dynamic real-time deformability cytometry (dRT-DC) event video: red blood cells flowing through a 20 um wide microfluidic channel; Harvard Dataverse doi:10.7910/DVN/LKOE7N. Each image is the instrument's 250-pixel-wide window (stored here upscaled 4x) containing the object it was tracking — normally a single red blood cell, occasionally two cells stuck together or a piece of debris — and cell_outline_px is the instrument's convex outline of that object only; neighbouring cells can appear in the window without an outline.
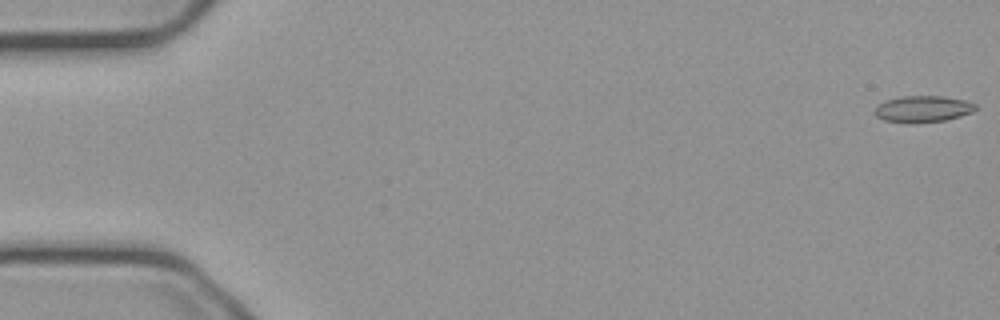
{"species": "common noctule bat (a hibernating species)", "species_latin": "Nyctalus noctula", "temperature_condition": "cold", "stored_images_in_passage": 55, "camera_frame_rate_fps": 3000, "um_per_image_px": 0.085, "animal": {"sex": "male", "body_mass_g": 23.1, "forearm_length_mm": 52.7}, "frame": {"image": 1, "passage_image": 1, "time_ms": 0.0, "image_size_px": [1000, 320], "cell_outline_px": [[976, 108], [972, 112], [960, 116], [944, 120], [912, 124], [908, 124], [884, 120], [876, 116], [872, 112], [876, 104], [884, 100], [900, 96], [944, 96], [964, 100], [976, 104]], "centroid_in_image_um": [78.36, 9.26], "position_along_channel_um": 6.6, "area_um2": 15.9}}
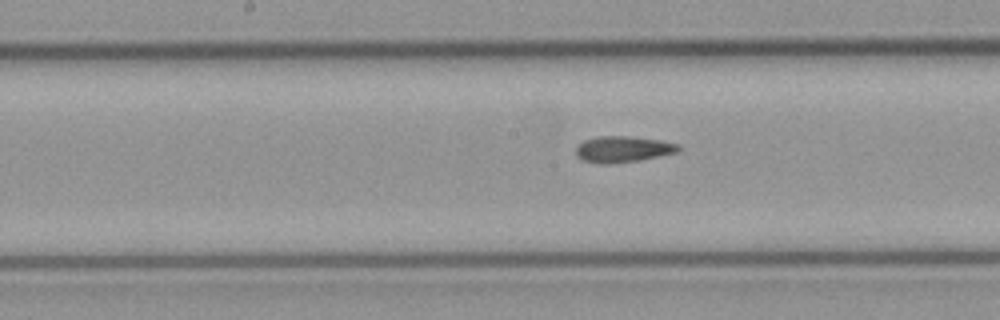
{"frame": {"image": 2, "passage_image": 28, "time_ms": 9.0, "image_size_px": [1000, 320], "cell_outline_px": [[680, 148], [676, 152], [640, 160], [608, 164], [596, 164], [584, 160], [576, 156], [576, 148], [584, 140], [600, 136], [628, 136], [660, 140], [680, 144]], "centroid_in_image_um": [52.93, 12.68], "position_along_channel_um": 195.3, "area_um2": 15.55}}
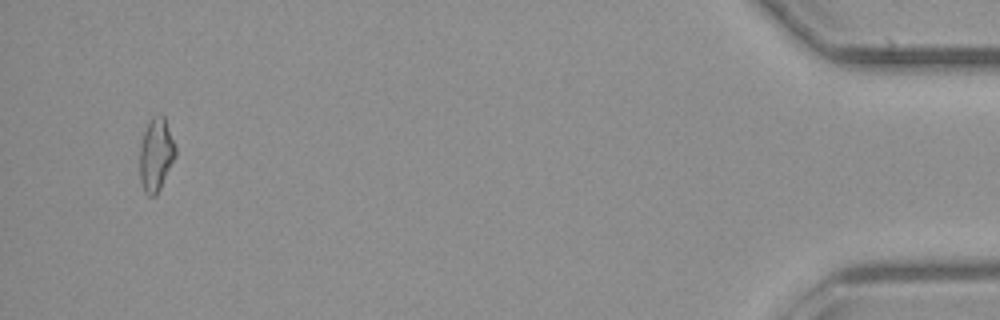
{"frame": {"image": 3, "passage_image": 53, "time_ms": 17.333, "image_size_px": [1000, 320], "cell_outline_px": [[176, 156], [156, 196], [148, 196], [144, 192], [140, 180], [140, 144], [144, 132], [152, 116], [160, 112], [164, 116], [176, 148]], "centroid_in_image_um": [13.26, 13.14], "position_along_channel_um": 421.9, "area_um2": 15.26}, "authors_computed_cell_mechanics": {"area_um2": 15.4326, "velocity_mm_per_s": 3.7534, "shape_relaxation_time_tau1_ms": null, "shape_relaxation_time_tau2_ms": 4.6772, "deformation_change_tau1": null, "deformation_change_tau2": 0.1046}}